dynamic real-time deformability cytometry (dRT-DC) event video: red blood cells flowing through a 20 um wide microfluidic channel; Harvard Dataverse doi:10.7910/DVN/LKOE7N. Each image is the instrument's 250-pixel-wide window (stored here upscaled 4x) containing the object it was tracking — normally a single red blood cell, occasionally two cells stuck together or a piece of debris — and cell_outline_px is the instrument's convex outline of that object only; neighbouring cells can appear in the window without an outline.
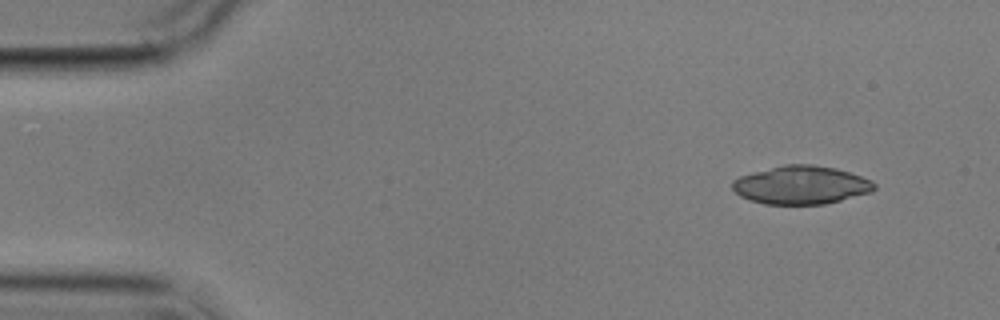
{"species": "common noctule bat (a hibernating species)", "species_latin": "Nyctalus noctula", "temperature_condition": "cold", "stored_images_in_passage": 4, "camera_frame_rate_fps": 3000, "um_per_image_px": 0.085, "animal": {"sex": "male", "body_mass_g": 17.9}, "frame": {"image": 1, "passage_image": 1, "time_ms": 0.0, "image_size_px": [1000, 320], "cell_outline_px": [[876, 188], [872, 192], [824, 204], [764, 204], [740, 196], [732, 188], [732, 180], [740, 176], [784, 164], [812, 164], [836, 168], [872, 180], [876, 184]], "centroid_in_image_um": [68.11, 15.72], "position_along_channel_um": 16.9, "area_um2": 31.56}}